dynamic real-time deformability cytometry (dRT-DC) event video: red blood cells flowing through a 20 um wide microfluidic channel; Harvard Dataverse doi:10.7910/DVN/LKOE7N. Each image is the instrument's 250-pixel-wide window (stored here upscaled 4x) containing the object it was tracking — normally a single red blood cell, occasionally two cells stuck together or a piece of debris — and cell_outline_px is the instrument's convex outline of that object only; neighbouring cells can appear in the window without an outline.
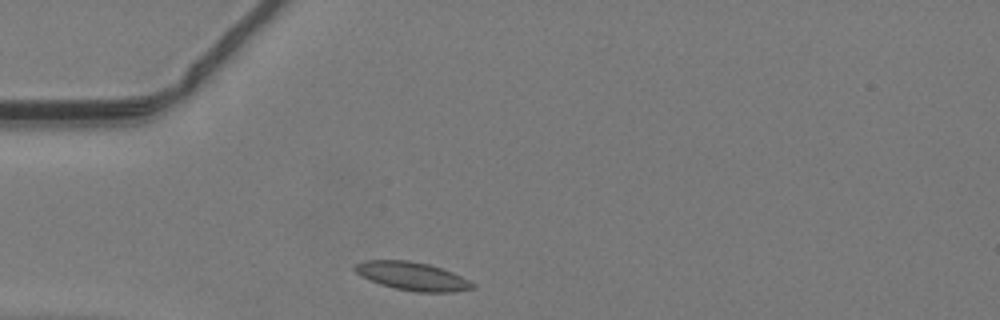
{"species": "common noctule bat (a hibernating species)", "species_latin": "Nyctalus noctula", "temperature_condition": "warm", "stored_images_in_passage": 35, "camera_frame_rate_fps": 3000, "um_per_image_px": 0.085, "animal": {"sex": "male", "body_mass_g": 19.2, "forearm_length_mm": 51.8}, "frame": {"image": 1, "passage_image": 1, "time_ms": 0.0, "image_size_px": [1000, 320], "cell_outline_px": [[476, 288], [452, 292], [416, 292], [396, 288], [380, 284], [360, 276], [352, 268], [356, 264], [364, 260], [408, 260], [428, 264], [452, 272], [476, 284]], "centroid_in_image_um": [35.03, 23.47], "position_along_channel_um": 50.0, "area_um2": 19.36}}
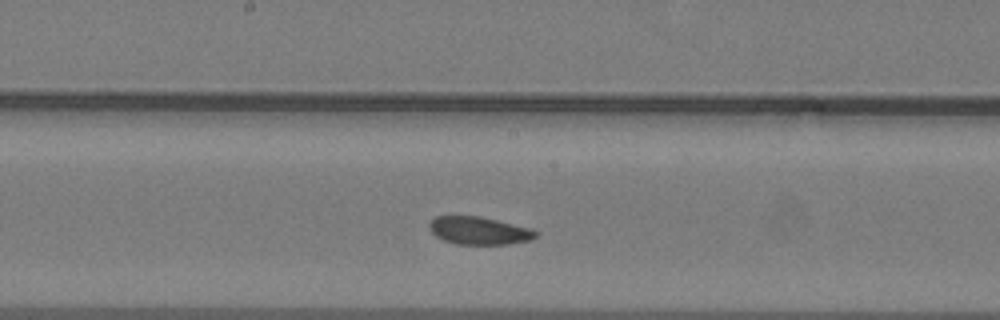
{"frame": {"image": 2, "passage_image": 13, "time_ms": 4.0, "image_size_px": [1000, 320], "cell_outline_px": [[540, 232], [536, 236], [528, 240], [508, 244], [456, 244], [444, 240], [436, 236], [428, 228], [428, 224], [436, 216], [480, 216], [532, 228]], "centroid_in_image_um": [40.72, 19.6], "position_along_channel_um": 207.5, "area_um2": 17.22}}
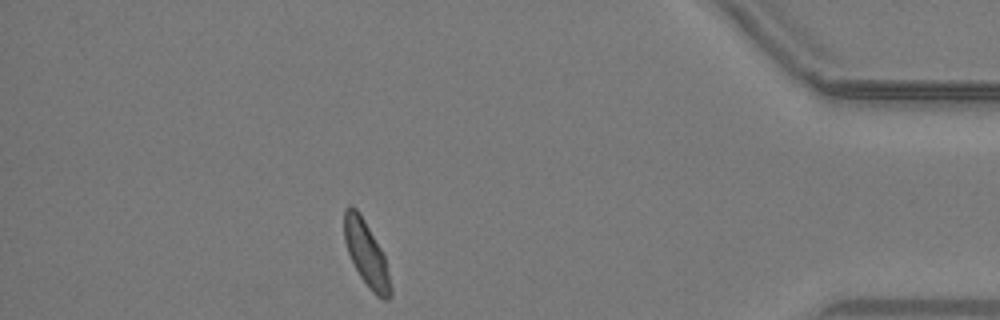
{"frame": {"image": 3, "passage_image": 30, "time_ms": 9.667, "image_size_px": [1000, 320], "cell_outline_px": [[392, 296], [388, 300], [384, 300], [376, 296], [372, 292], [360, 276], [348, 252], [344, 240], [344, 208], [348, 204], [356, 208], [360, 212], [380, 248], [384, 256], [392, 288]], "centroid_in_image_um": [31.13, 21.57], "position_along_channel_um": 404.1, "area_um2": 17.46}}